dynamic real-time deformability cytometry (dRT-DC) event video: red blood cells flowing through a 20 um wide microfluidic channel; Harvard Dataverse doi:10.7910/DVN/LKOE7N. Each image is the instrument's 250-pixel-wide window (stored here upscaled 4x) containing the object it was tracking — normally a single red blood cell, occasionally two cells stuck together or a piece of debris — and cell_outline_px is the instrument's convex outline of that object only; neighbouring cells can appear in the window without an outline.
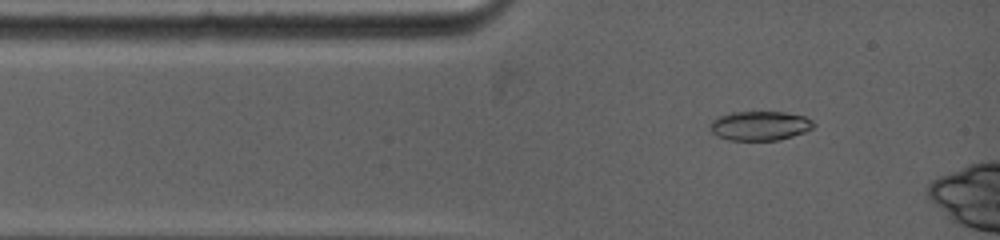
{"species": "common noctule bat (a hibernating species)", "species_latin": "Nyctalus noctula", "temperature_condition": "warm", "stored_images_in_passage": 71, "camera_frame_rate_fps": 5000, "um_per_image_px": 0.085, "animal": {"sex": "female", "body_mass_g": 19.0, "forearm_length_mm": 53.3}, "frame": {"image": 1, "passage_image": 1, "time_ms": 0.0, "image_size_px": [1000, 240], "cell_outline_px": [[812, 128], [804, 132], [780, 140], [728, 140], [712, 132], [712, 120], [720, 116], [736, 112], [784, 112], [804, 116], [812, 120]], "centroid_in_image_um": [64.62, 10.69], "position_along_channel_um": 20.4, "area_um2": 17.28}}
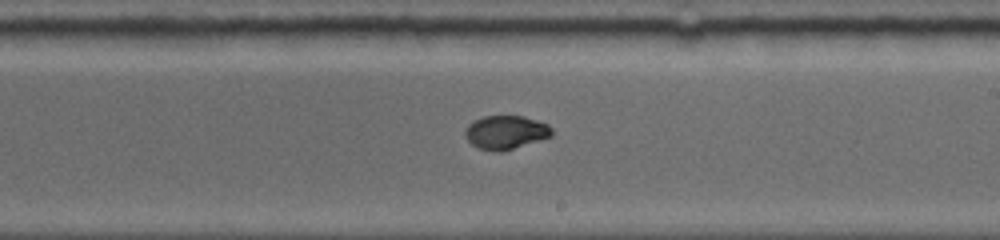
{"frame": {"image": 2, "passage_image": 24, "time_ms": 6.2, "image_size_px": [1000, 240], "cell_outline_px": [[552, 136], [500, 152], [496, 152], [480, 148], [472, 144], [464, 136], [464, 132], [468, 124], [484, 116], [524, 116], [548, 124], [552, 128]], "centroid_in_image_um": [42.98, 11.24], "position_along_channel_um": 246.0, "area_um2": 16.82}}
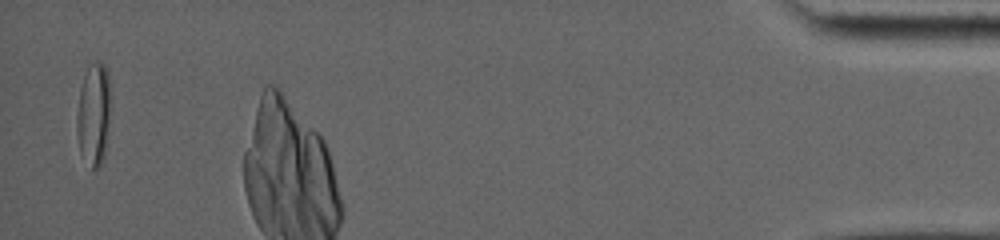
{"frame": {"image": 3, "passage_image": 69, "time_ms": 14.4, "image_size_px": [1000, 240], "cell_outline_px": [[108, 116], [104, 156], [100, 164], [92, 172], [80, 156], [76, 120], [80, 88], [88, 64], [104, 64], [108, 76]], "centroid_in_image_um": [7.91, 9.8], "position_along_channel_um": 427.3, "area_um2": 19.65}}